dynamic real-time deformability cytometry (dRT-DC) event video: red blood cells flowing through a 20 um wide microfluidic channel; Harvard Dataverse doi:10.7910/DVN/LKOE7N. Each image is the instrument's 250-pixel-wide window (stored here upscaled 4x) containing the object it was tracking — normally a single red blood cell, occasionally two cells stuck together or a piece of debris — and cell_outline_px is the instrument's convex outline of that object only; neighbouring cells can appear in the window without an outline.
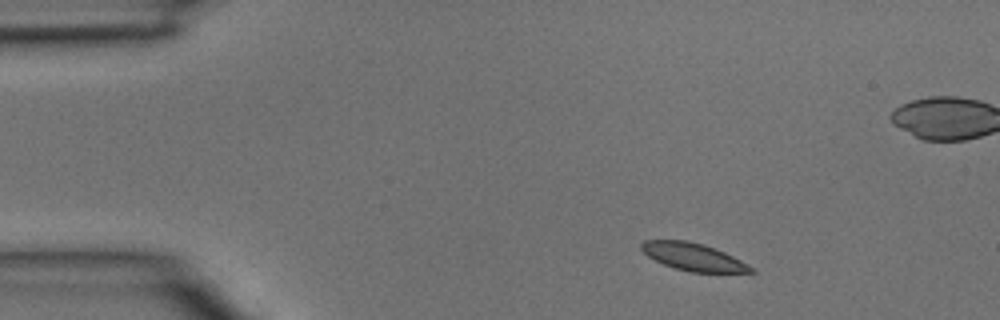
{"species": "common noctule bat (a hibernating species)", "species_latin": "Nyctalus noctula", "temperature_condition": "room temperature", "stored_images_in_passage": 3, "camera_frame_rate_fps": 3000, "um_per_image_px": 0.085, "animal": {"sex": "male", "body_mass_g": 15.6}, "frame": {"image": 1, "passage_image": 1, "time_ms": 0.0, "image_size_px": [1000, 320], "cell_outline_px": [[756, 272], [688, 272], [664, 264], [648, 256], [640, 248], [640, 244], [644, 240], [688, 240], [704, 244], [724, 252], [756, 268]], "centroid_in_image_um": [58.94, 21.83], "position_along_channel_um": 26.1, "area_um2": 17.51}}